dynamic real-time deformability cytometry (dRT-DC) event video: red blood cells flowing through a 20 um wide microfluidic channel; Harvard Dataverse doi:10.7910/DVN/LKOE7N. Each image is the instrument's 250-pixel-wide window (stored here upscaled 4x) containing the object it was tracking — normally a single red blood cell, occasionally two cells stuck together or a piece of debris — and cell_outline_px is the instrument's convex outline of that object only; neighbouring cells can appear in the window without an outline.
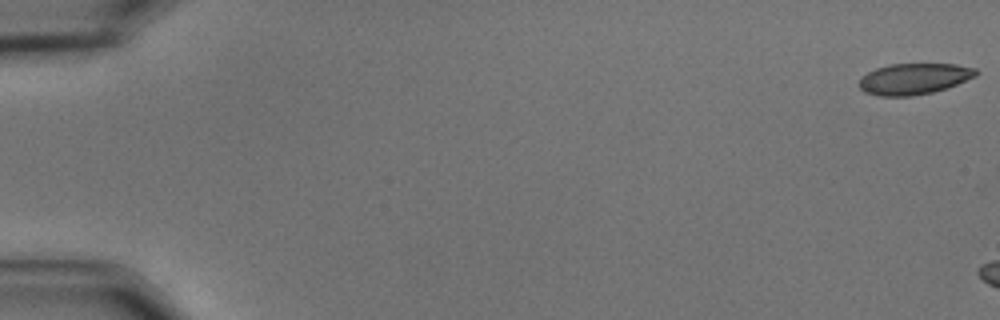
{"species": "common noctule bat (a hibernating species)", "species_latin": "Nyctalus noctula", "temperature_condition": "cold", "stored_images_in_passage": 7, "camera_frame_rate_fps": 3000, "um_per_image_px": 0.085, "animal": {"sex": "male", "body_mass_g": 15.6}, "frame": {"image": 1, "passage_image": 1, "time_ms": 0.0, "image_size_px": [1000, 320], "cell_outline_px": [[980, 72], [976, 76], [956, 84], [932, 92], [912, 96], [880, 96], [864, 92], [860, 88], [860, 80], [868, 72], [876, 68], [888, 64], [956, 64], [976, 68]], "centroid_in_image_um": [77.71, 6.69], "position_along_channel_um": 7.3, "area_um2": 21.04}}